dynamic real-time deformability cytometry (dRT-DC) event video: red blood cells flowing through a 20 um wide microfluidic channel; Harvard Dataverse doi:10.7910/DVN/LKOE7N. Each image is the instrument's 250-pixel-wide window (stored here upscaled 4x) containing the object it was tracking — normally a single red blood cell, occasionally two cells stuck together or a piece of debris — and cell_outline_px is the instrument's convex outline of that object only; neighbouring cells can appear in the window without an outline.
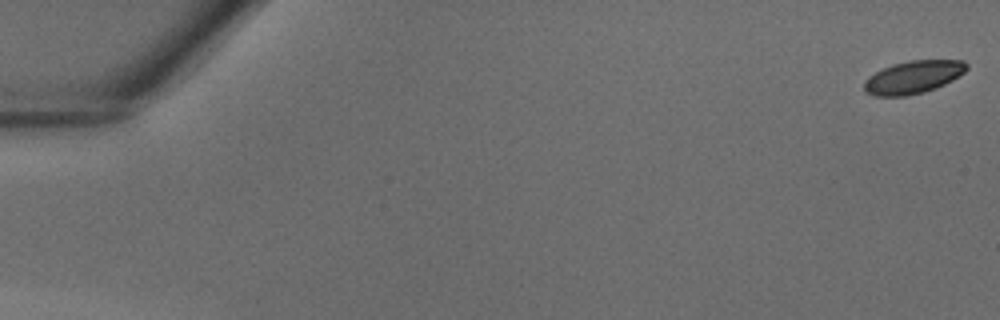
{"species": "common noctule bat (a hibernating species)", "species_latin": "Nyctalus noctula", "temperature_condition": "warm", "stored_images_in_passage": 13, "camera_frame_rate_fps": 3000, "um_per_image_px": 0.085, "animal": {"sex": "male", "body_mass_g": 18.8}, "frame": {"image": 1, "passage_image": 1, "time_ms": 0.0, "image_size_px": [1000, 320], "cell_outline_px": [[968, 68], [964, 72], [952, 80], [936, 88], [924, 92], [904, 96], [876, 96], [864, 92], [864, 80], [868, 76], [892, 64], [908, 60], [964, 60], [968, 64]], "centroid_in_image_um": [77.61, 6.55], "position_along_channel_um": 7.4, "area_um2": 19.65}}
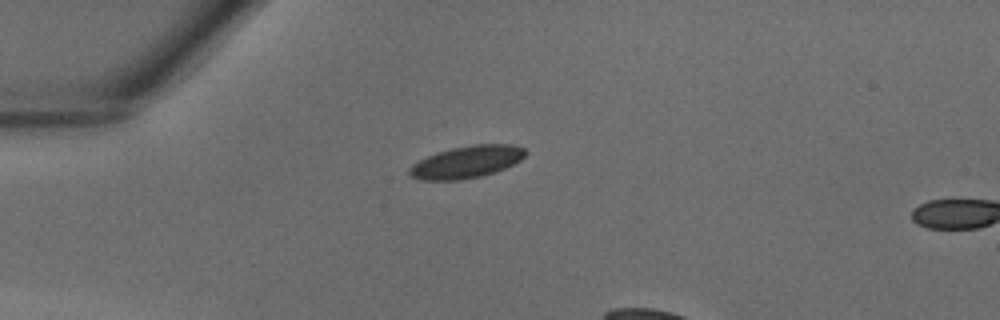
{"frame": {"image": 2, "passage_image": 12, "time_ms": 3.667, "image_size_px": [1000, 320], "cell_outline_px": [[528, 152], [520, 160], [504, 168], [480, 176], [460, 180], [420, 180], [408, 176], [408, 168], [412, 164], [436, 152], [452, 148], [472, 144], [512, 144], [524, 148]], "centroid_in_image_um": [39.62, 13.76], "position_along_channel_um": 45.4, "area_um2": 21.73}}